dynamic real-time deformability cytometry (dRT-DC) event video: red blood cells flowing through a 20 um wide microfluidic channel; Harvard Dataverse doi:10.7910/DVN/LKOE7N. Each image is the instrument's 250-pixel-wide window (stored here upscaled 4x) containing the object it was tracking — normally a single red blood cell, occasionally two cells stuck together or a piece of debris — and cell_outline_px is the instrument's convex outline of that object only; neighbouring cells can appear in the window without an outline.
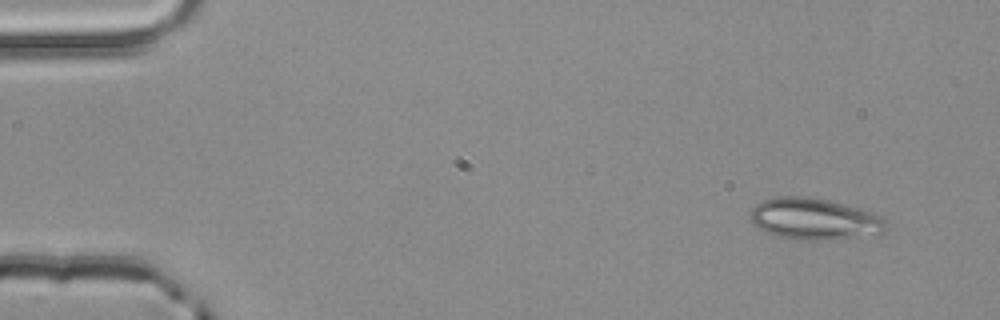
{"species": "common noctule bat (a hibernating species)", "species_latin": "Nyctalus noctula", "temperature_condition": "room temperature", "stored_images_in_passage": 4, "camera_frame_rate_fps": 3000, "um_per_image_px": 0.085, "animal": {"sex": "male", "body_mass_g": 20.4}, "frame": {"image": 1, "passage_image": 1, "time_ms": 0.0, "image_size_px": [1000, 320], "cell_outline_px": [[888, 228], [884, 232], [876, 236], [820, 240], [800, 240], [780, 236], [768, 232], [760, 228], [748, 216], [752, 208], [756, 204], [764, 200], [780, 196], [804, 196], [828, 200], [876, 212], [884, 216], [888, 224]], "centroid_in_image_um": [69.34, 18.62], "position_along_channel_um": 15.7, "area_um2": 33.23}}